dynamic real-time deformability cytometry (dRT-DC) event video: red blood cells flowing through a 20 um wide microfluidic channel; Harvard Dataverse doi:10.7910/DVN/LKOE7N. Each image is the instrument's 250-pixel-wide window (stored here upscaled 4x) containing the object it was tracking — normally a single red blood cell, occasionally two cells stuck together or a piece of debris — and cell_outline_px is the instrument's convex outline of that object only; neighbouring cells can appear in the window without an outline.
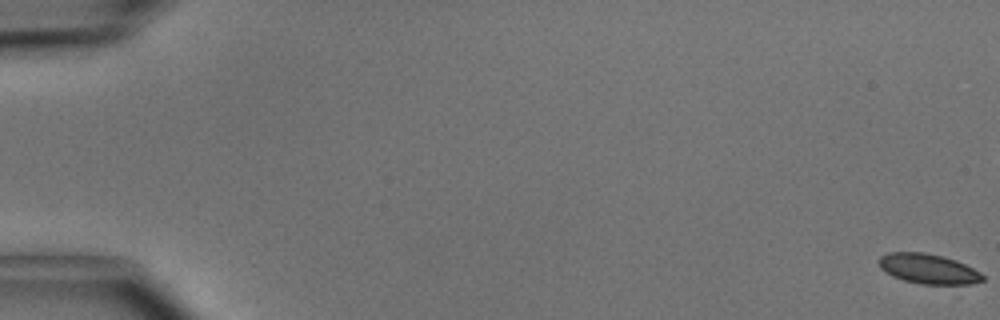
{"species": "common noctule bat (a hibernating species)", "species_latin": "Nyctalus noctula", "temperature_condition": "cold", "stored_images_in_passage": 51, "camera_frame_rate_fps": 3000, "um_per_image_px": 0.085, "animal": {"sex": "male", "body_mass_g": 15.6}, "frame": {"image": 1, "passage_image": 1, "time_ms": 0.0, "image_size_px": [1000, 320], "cell_outline_px": [[984, 280], [972, 284], [920, 284], [904, 280], [892, 276], [880, 268], [880, 256], [888, 252], [924, 252], [956, 260], [980, 272], [984, 276]], "centroid_in_image_um": [78.91, 22.85], "position_along_channel_um": 6.1, "area_um2": 17.98}}
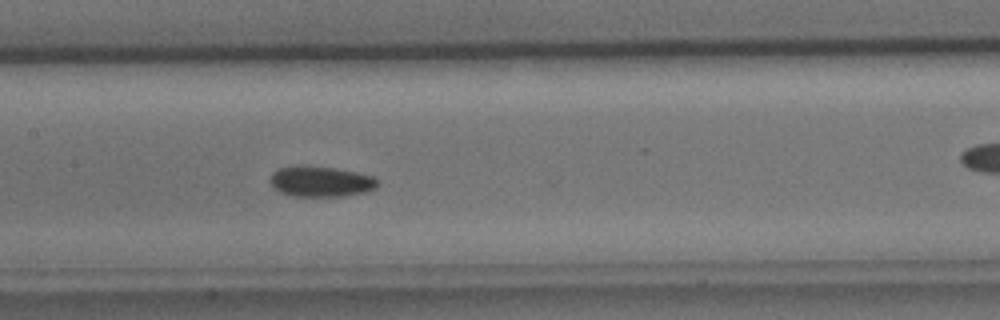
{"frame": {"image": 2, "passage_image": 26, "time_ms": 8.333, "image_size_px": [1000, 320], "cell_outline_px": [[380, 184], [376, 188], [364, 192], [344, 196], [292, 196], [280, 192], [272, 188], [268, 180], [272, 172], [280, 168], [300, 164], [304, 164], [336, 168], [372, 176], [380, 180]], "centroid_in_image_um": [27.23, 15.41], "position_along_channel_um": 180.2, "area_um2": 19.59}}
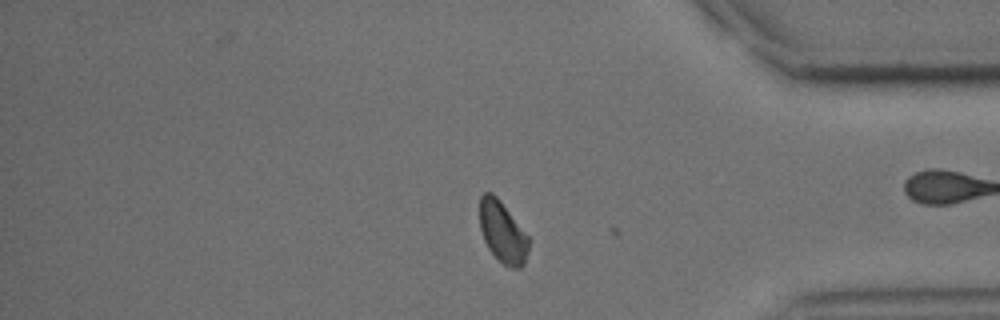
{"frame": {"image": 3, "passage_image": 43, "time_ms": 14.0, "image_size_px": [1000, 320], "cell_outline_px": [[528, 252], [524, 264], [520, 268], [512, 268], [504, 264], [488, 248], [484, 240], [480, 228], [480, 196], [484, 192], [492, 192], [500, 200], [528, 236]], "centroid_in_image_um": [42.71, 19.72], "position_along_channel_um": 392.5, "area_um2": 17.28}, "authors_computed_cell_mechanics": {"area_um2": 18.7272, "velocity_mm_per_s": 4.0833, "shape_relaxation_time_tau1_ms": 2.8097, "shape_relaxation_time_tau2_ms": null, "deformation_change_tau1": 0.0556, "deformation_change_tau2": null}}